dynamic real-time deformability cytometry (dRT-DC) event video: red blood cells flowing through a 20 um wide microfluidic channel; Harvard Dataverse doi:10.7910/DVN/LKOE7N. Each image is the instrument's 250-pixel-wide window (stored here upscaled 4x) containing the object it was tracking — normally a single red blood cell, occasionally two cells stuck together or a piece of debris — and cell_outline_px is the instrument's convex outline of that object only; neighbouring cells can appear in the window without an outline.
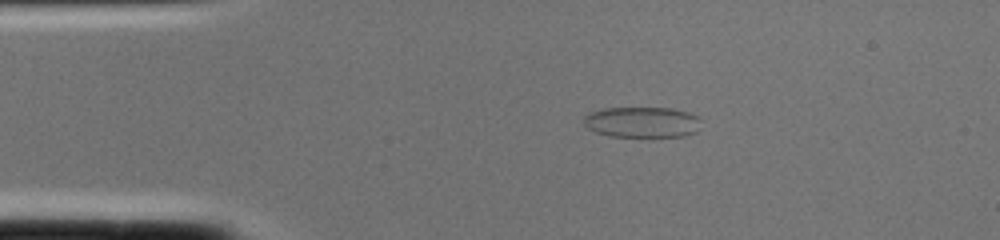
{"species": "common noctule bat (a hibernating species)", "species_latin": "Nyctalus noctula", "temperature_condition": "cold", "stored_images_in_passage": 2, "segment_of_instrument_passage": [2, 2], "camera_frame_rate_fps": 3000, "um_per_image_px": 0.085, "animal": {"sex": "female", "body_mass_g": 22.0, "forearm_length_mm": 56.7}, "frame": {"image": 1, "passage_image": 2, "time_ms": 0.333, "image_size_px": [1000, 240], "cell_outline_px": [[700, 120], [696, 132], [684, 136], [608, 136], [596, 132], [588, 128], [584, 124], [584, 116], [600, 108], [672, 108], [688, 112], [700, 116]], "centroid_in_image_um": [54.58, 10.37], "position_along_channel_um": 30.4, "area_um2": 20.98}}